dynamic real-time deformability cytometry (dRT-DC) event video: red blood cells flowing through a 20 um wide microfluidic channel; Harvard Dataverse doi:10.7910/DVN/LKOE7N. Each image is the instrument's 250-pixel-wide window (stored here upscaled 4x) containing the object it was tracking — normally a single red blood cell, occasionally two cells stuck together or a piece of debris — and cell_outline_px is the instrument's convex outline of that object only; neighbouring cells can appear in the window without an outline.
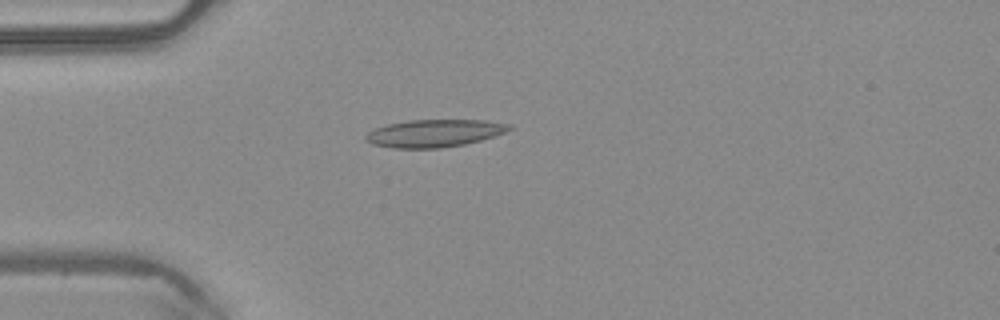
{"species": "common noctule bat (a hibernating species)", "species_latin": "Nyctalus noctula", "temperature_condition": "warm", "stored_images_in_passage": 36, "camera_frame_rate_fps": 3000, "um_per_image_px": 0.085, "animal": {"sex": "male", "body_mass_g": 20.4}, "frame": {"image": 1, "passage_image": 1, "time_ms": 0.0, "image_size_px": [1000, 320], "cell_outline_px": [[512, 128], [504, 132], [480, 140], [464, 144], [440, 148], [392, 148], [372, 144], [364, 140], [364, 136], [368, 132], [376, 128], [388, 124], [408, 120], [484, 120], [512, 124]], "centroid_in_image_um": [36.88, 11.32], "position_along_channel_um": 48.1, "area_um2": 22.95}}
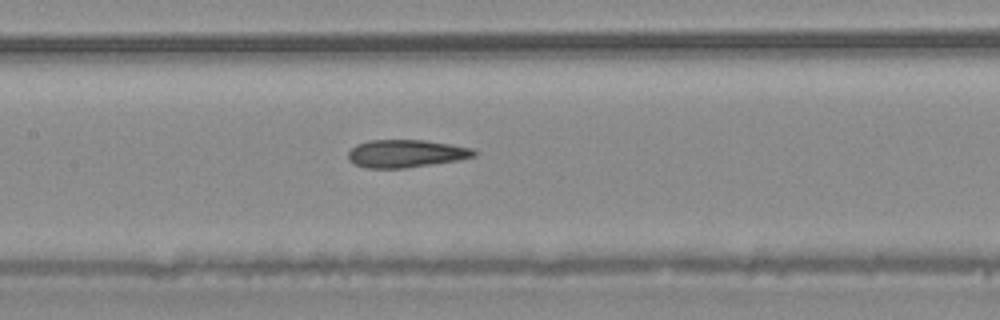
{"frame": {"image": 2, "passage_image": 11, "time_ms": 3.333, "image_size_px": [1000, 320], "cell_outline_px": [[480, 152], [476, 156], [460, 160], [404, 168], [364, 168], [352, 164], [348, 160], [348, 152], [356, 144], [368, 140], [424, 140], [472, 148]], "centroid_in_image_um": [34.5, 13.06], "position_along_channel_um": 172.9, "area_um2": 20.58}}
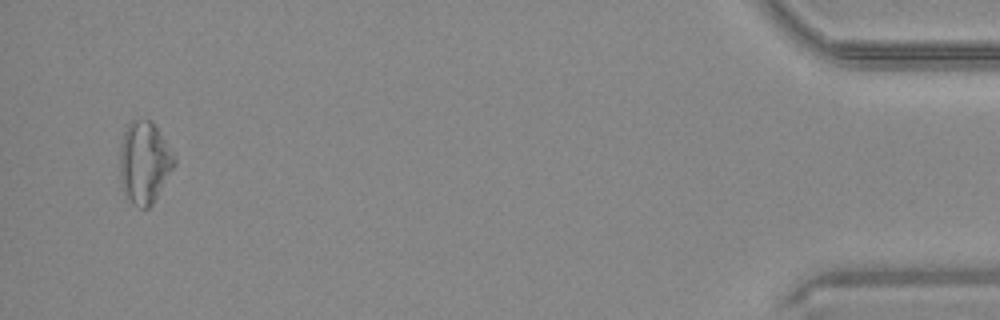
{"frame": {"image": 3, "passage_image": 35, "time_ms": 11.333, "image_size_px": [1000, 320], "cell_outline_px": [[176, 164], [152, 204], [148, 208], [136, 208], [132, 204], [124, 192], [120, 176], [120, 148], [124, 132], [128, 124], [132, 120], [152, 120], [176, 156]], "centroid_in_image_um": [12.28, 13.81], "position_along_channel_um": 422.9, "area_um2": 26.07}, "authors_computed_cell_mechanics": {"area_um2": 21.1548, "velocity_mm_per_s": 4.1333, "shape_relaxation_time_tau1_ms": null, "shape_relaxation_time_tau2_ms": 2.2292, "deformation_change_tau1": null, "deformation_change_tau2": 0.0979}}